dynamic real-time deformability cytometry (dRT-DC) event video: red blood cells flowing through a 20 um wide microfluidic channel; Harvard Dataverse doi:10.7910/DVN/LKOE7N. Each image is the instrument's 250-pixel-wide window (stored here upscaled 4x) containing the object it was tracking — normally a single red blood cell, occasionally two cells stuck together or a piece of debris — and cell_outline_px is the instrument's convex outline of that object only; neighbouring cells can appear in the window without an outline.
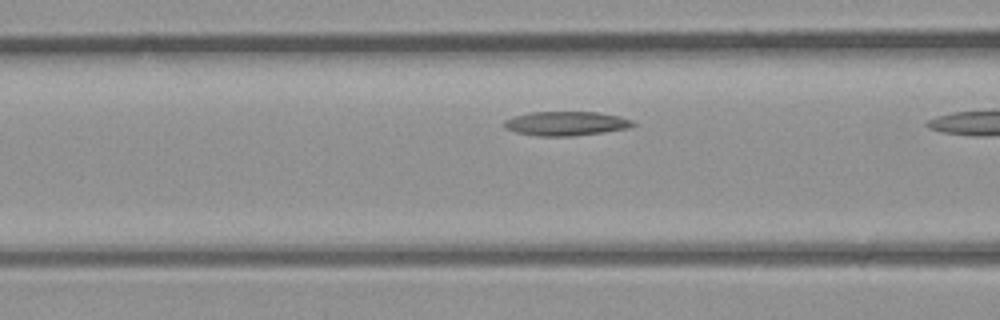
{"species": "common noctule bat (a hibernating species)", "species_latin": "Nyctalus noctula", "temperature_condition": "room temperature", "stored_images_in_passage": 6, "camera_frame_rate_fps": 3000, "um_per_image_px": 0.085, "animal": {"sex": "male", "body_mass_g": 23.1, "forearm_length_mm": 52.7}, "frame": {"image": 1, "passage_image": 5, "time_ms": 1.333, "image_size_px": [1000, 320], "cell_outline_px": [[636, 124], [628, 128], [604, 132], [572, 136], [540, 136], [516, 132], [504, 128], [504, 120], [528, 112], [596, 112], [620, 116], [632, 120]], "centroid_in_image_um": [48.12, 10.49], "position_along_channel_um": 118.5, "area_um2": 18.09}}